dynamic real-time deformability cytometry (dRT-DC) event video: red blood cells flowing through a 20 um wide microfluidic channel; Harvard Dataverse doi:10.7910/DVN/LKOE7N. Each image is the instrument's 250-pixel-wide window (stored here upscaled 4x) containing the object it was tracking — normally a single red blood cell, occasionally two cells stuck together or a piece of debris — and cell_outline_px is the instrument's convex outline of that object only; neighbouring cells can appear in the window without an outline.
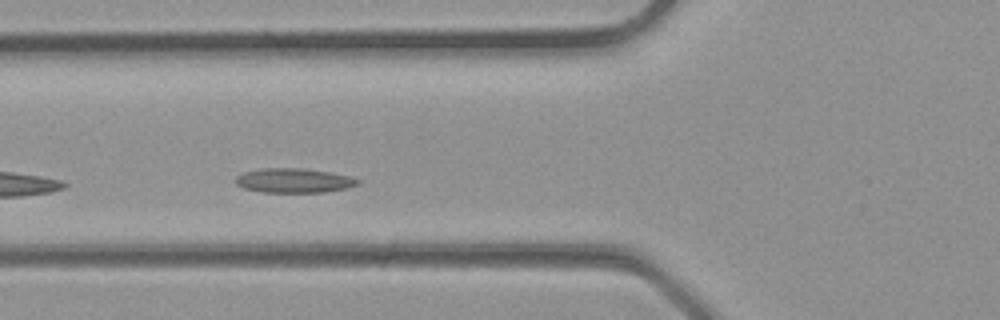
{"species": "common noctule bat (a hibernating species)", "species_latin": "Nyctalus noctula", "temperature_condition": "room temperature", "stored_images_in_passage": 9, "camera_frame_rate_fps": 3000, "um_per_image_px": 0.085, "animal": {"sex": "male", "body_mass_g": 23.1, "forearm_length_mm": 52.7}, "frame": {"image": 1, "passage_image": 7, "time_ms": 2.0, "image_size_px": [1000, 320], "cell_outline_px": [[360, 184], [348, 188], [324, 192], [260, 192], [244, 188], [236, 184], [236, 176], [244, 172], [260, 168], [304, 168], [328, 172], [348, 176], [360, 180]], "centroid_in_image_um": [24.97, 15.34], "position_along_channel_um": 100.8, "area_um2": 17.4}}